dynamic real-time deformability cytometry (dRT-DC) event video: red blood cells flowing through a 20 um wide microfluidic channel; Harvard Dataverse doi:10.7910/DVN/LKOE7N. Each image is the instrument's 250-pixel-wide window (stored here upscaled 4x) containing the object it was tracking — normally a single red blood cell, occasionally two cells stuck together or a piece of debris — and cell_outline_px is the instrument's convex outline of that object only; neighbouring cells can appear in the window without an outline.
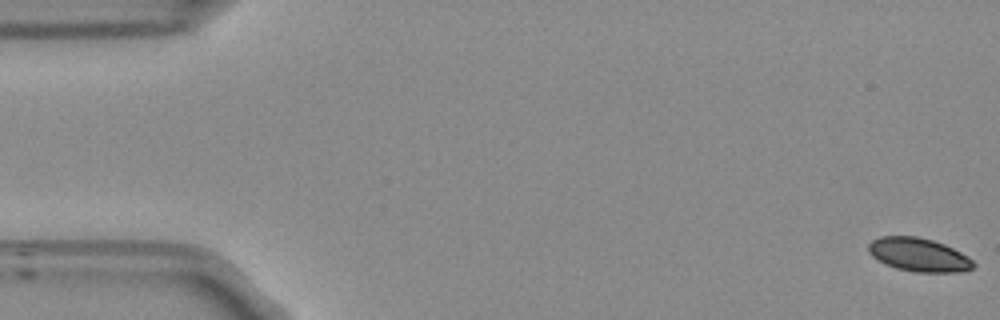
{"species": "Egyptian fruit bat (a non-hibernating species)", "species_latin": "Rousettus aegyptiacus", "temperature_condition": "room temperature", "stored_images_in_passage": 54, "camera_frame_rate_fps": 3000, "um_per_image_px": 0.085, "frame": {"image": 1, "passage_image": 1, "time_ms": 0.0, "image_size_px": [1000, 320], "cell_outline_px": [[976, 264], [972, 268], [964, 272], [916, 272], [896, 268], [884, 264], [872, 256], [868, 252], [868, 244], [872, 240], [880, 236], [916, 236], [932, 240], [944, 244], [968, 256]], "centroid_in_image_um": [78.08, 21.66], "position_along_channel_um": 6.9, "area_um2": 20.58}}
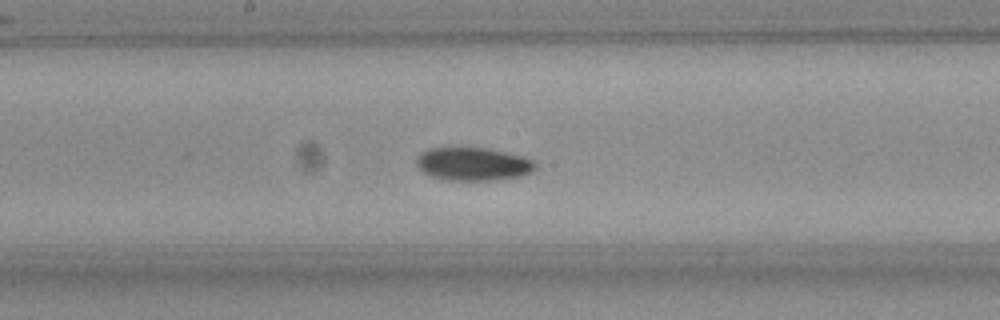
{"frame": {"image": 2, "passage_image": 28, "time_ms": 9.0, "image_size_px": [1000, 320], "cell_outline_px": [[536, 168], [532, 172], [520, 176], [496, 180], [444, 180], [432, 176], [424, 172], [416, 164], [416, 156], [420, 152], [428, 148], [488, 148], [520, 156], [532, 160], [536, 164]], "centroid_in_image_um": [40.18, 13.94], "position_along_channel_um": 208.0, "area_um2": 22.89}}
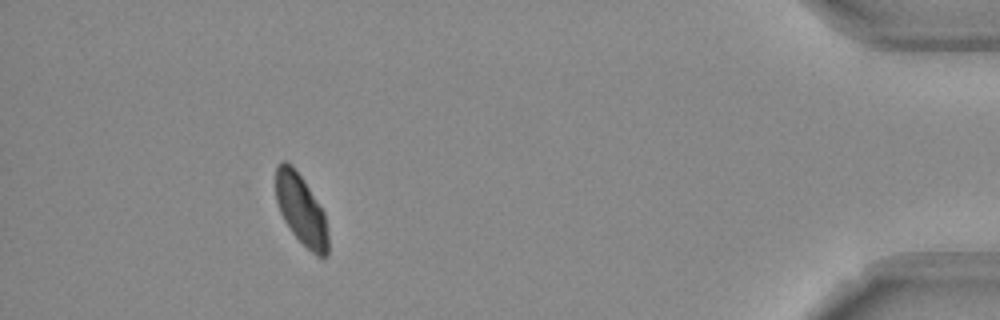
{"frame": {"image": 3, "passage_image": 49, "time_ms": 16.0, "image_size_px": [1000, 320], "cell_outline_px": [[328, 256], [316, 256], [292, 232], [284, 220], [280, 212], [276, 200], [276, 168], [280, 160], [284, 160], [292, 164], [324, 212], [328, 228]], "centroid_in_image_um": [25.59, 17.82], "position_along_channel_um": 409.6, "area_um2": 21.21}, "authors_computed_cell_mechanics": {"area_um2": 22.5998, "velocity_mm_per_s": 3.7691, "shape_relaxation_time_tau1_ms": 3.9679, "shape_relaxation_time_tau2_ms": null, "deformation_change_tau1": 0.0842, "deformation_change_tau2": null}}